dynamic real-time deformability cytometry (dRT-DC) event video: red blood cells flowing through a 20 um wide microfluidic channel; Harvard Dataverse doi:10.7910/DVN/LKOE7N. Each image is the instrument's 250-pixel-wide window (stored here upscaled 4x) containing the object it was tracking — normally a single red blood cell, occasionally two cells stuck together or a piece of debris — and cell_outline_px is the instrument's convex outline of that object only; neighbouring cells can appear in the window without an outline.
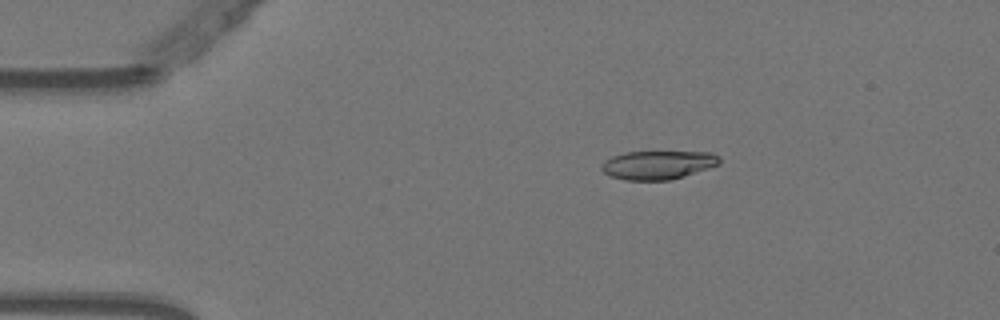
{"species": "Egyptian fruit bat (a non-hibernating species)", "species_latin": "Rousettus aegyptiacus", "temperature_condition": "warm", "stored_images_in_passage": 4, "camera_frame_rate_fps": 3000, "um_per_image_px": 0.085, "animal": {"sex": "female"}, "frame": {"image": 1, "passage_image": 3, "time_ms": 0.667, "image_size_px": [1000, 320], "cell_outline_px": [[720, 164], [684, 176], [668, 180], [624, 180], [612, 176], [604, 172], [600, 168], [600, 164], [604, 160], [612, 156], [624, 152], [712, 152], [720, 156]], "centroid_in_image_um": [55.91, 14.01], "position_along_channel_um": 29.1, "area_um2": 19.71}}